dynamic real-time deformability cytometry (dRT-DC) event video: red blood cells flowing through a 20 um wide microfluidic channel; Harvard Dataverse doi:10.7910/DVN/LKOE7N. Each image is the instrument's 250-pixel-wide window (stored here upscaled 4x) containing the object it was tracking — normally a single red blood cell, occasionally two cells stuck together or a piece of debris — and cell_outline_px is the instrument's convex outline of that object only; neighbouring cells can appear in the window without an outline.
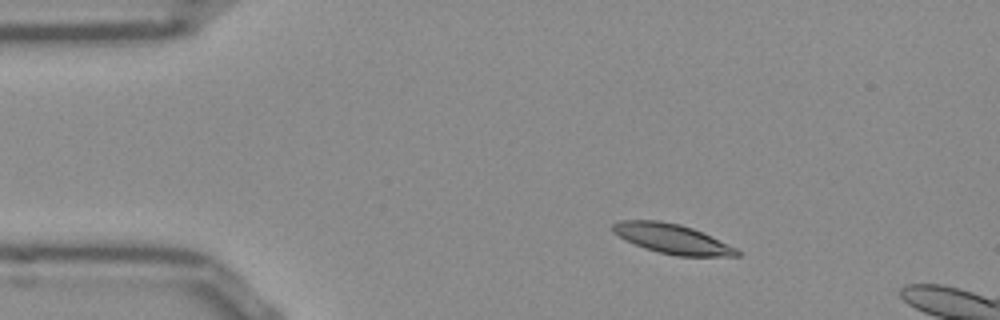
{"species": "Egyptian fruit bat (a non-hibernating species)", "species_latin": "Rousettus aegyptiacus", "temperature_condition": "room temperature", "stored_images_in_passage": 8, "camera_frame_rate_fps": 3000, "um_per_image_px": 0.085, "frame": {"image": 1, "passage_image": 1, "time_ms": 0.0, "image_size_px": [1000, 320], "cell_outline_px": [[740, 256], [676, 256], [644, 248], [624, 240], [612, 232], [612, 224], [620, 220], [660, 220], [680, 224], [692, 228], [736, 248], [740, 252]], "centroid_in_image_um": [57.08, 20.29], "position_along_channel_um": 27.9, "area_um2": 21.39}}